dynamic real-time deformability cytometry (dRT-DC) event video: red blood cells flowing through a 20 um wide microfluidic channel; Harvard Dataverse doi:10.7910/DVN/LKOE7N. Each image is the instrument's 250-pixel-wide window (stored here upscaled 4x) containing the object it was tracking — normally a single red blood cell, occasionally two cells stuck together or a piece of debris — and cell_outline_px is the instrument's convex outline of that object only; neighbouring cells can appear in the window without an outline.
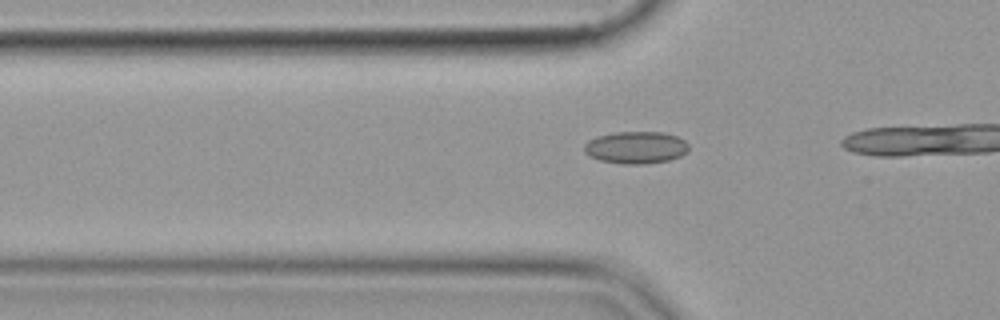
{"species": "common noctule bat (a hibernating species)", "species_latin": "Nyctalus noctula", "temperature_condition": "cold", "stored_images_in_passage": 19, "camera_frame_rate_fps": 3000, "um_per_image_px": 0.085, "animal": {"sex": "female", "body_mass_g": 19.9}, "frame": {"image": 1, "passage_image": 14, "time_ms": 4.333, "image_size_px": [1000, 320], "cell_outline_px": [[688, 152], [680, 156], [668, 160], [644, 164], [624, 164], [600, 160], [588, 156], [584, 152], [584, 144], [588, 140], [596, 136], [616, 132], [664, 132], [676, 136], [684, 140], [688, 144]], "centroid_in_image_um": [54.03, 12.53], "position_along_channel_um": 71.8, "area_um2": 19.71}}
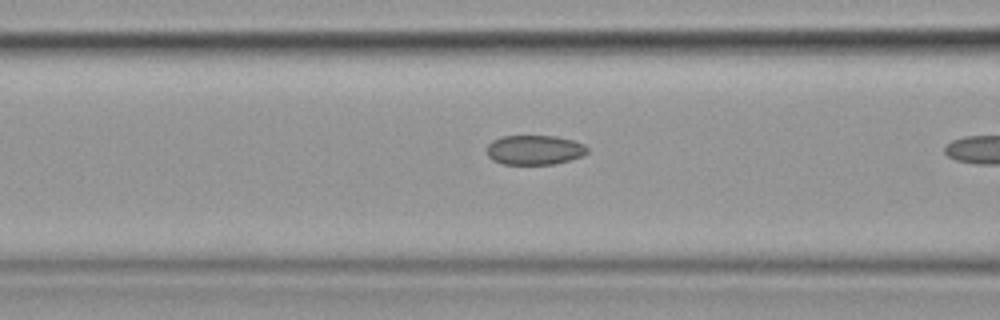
{"frame": {"image": 2, "passage_image": 18, "time_ms": 5.667, "image_size_px": [1000, 320], "cell_outline_px": [[588, 152], [584, 156], [556, 164], [504, 164], [492, 160], [488, 156], [488, 144], [492, 140], [504, 136], [556, 136], [572, 140], [584, 144], [588, 148]], "centroid_in_image_um": [45.47, 12.75], "position_along_channel_um": 121.1, "area_um2": 17.4}}